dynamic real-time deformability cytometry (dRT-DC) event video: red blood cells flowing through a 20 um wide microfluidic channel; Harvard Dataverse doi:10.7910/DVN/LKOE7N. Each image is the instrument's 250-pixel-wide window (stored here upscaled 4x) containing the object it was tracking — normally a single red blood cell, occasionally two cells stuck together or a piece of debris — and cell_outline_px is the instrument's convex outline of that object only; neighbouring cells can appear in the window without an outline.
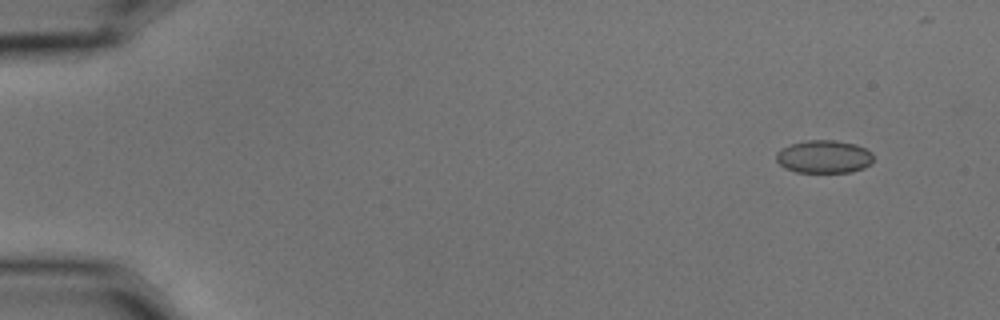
{"species": "common noctule bat (a hibernating species)", "species_latin": "Nyctalus noctula", "temperature_condition": "cold", "stored_images_in_passage": 4, "camera_frame_rate_fps": 3000, "um_per_image_px": 0.085, "animal": {"sex": "male", "body_mass_g": 15.6}, "frame": {"image": 1, "passage_image": 1, "time_ms": 0.0, "image_size_px": [1000, 320], "cell_outline_px": [[872, 164], [864, 168], [852, 172], [796, 172], [784, 168], [776, 160], [776, 152], [792, 144], [808, 140], [836, 140], [856, 144], [872, 152]], "centroid_in_image_um": [70.06, 13.32], "position_along_channel_um": 14.9, "area_um2": 18.67}}
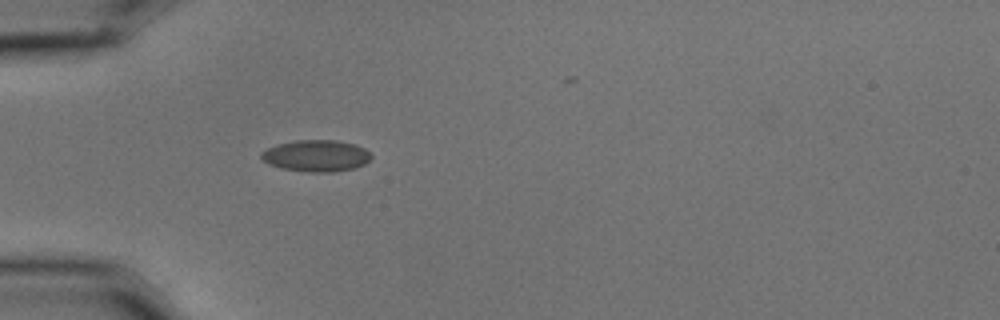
{"frame": {"image": 2, "passage_image": 4, "time_ms": 1.0, "image_size_px": [1000, 320], "cell_outline_px": [[372, 156], [364, 164], [356, 168], [332, 172], [308, 172], [280, 168], [268, 164], [260, 156], [260, 152], [276, 144], [296, 140], [336, 140], [356, 144], [364, 148]], "centroid_in_image_um": [26.86, 13.24], "position_along_channel_um": 58.1, "area_um2": 20.35}}